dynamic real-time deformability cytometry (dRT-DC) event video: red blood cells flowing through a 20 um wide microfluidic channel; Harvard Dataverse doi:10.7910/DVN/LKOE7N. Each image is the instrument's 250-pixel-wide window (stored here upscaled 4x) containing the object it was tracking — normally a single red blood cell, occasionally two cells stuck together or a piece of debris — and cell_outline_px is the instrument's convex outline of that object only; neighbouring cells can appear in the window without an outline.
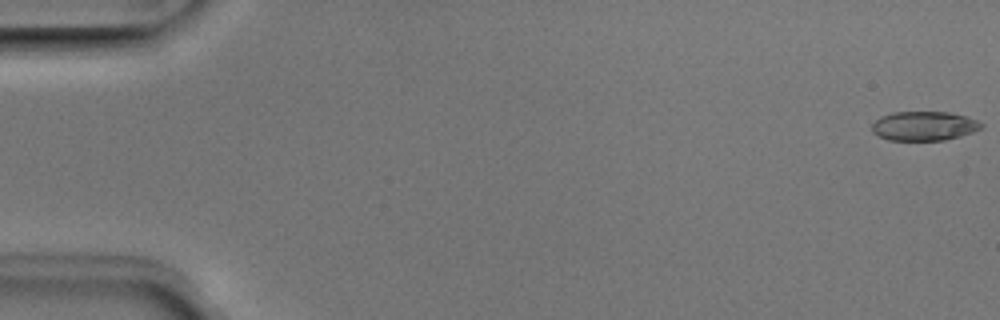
{"species": "Egyptian fruit bat (a non-hibernating species)", "species_latin": "Rousettus aegyptiacus", "temperature_condition": "room temperature", "stored_images_in_passage": 51, "camera_frame_rate_fps": 3000, "um_per_image_px": 0.085, "animal": {"sex": "male"}, "frame": {"image": 1, "passage_image": 1, "time_ms": 0.0, "image_size_px": [1000, 320], "cell_outline_px": [[984, 124], [980, 128], [972, 132], [960, 136], [944, 140], [888, 140], [872, 132], [872, 124], [880, 116], [892, 112], [948, 112], [968, 116]], "centroid_in_image_um": [78.53, 10.7], "position_along_channel_um": 6.5, "area_um2": 18.61}}
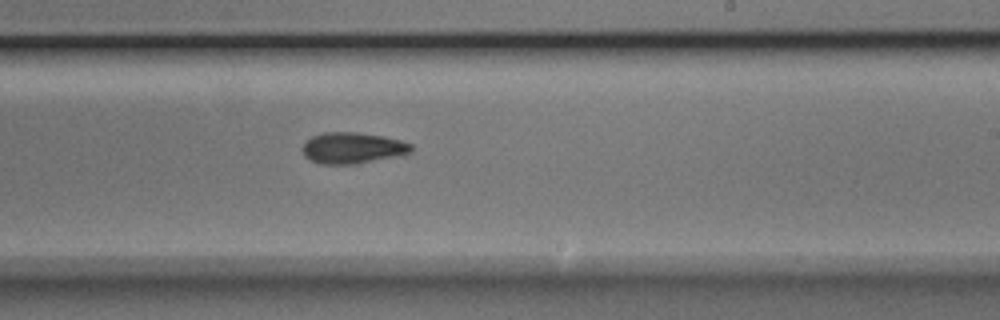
{"frame": {"image": 2, "passage_image": 31, "time_ms": 10.0, "image_size_px": [1000, 320], "cell_outline_px": [[412, 152], [356, 164], [320, 164], [304, 156], [304, 144], [312, 136], [324, 132], [356, 132], [384, 136], [400, 140], [412, 144]], "centroid_in_image_um": [29.97, 12.57], "position_along_channel_um": 259.0, "area_um2": 19.48}}
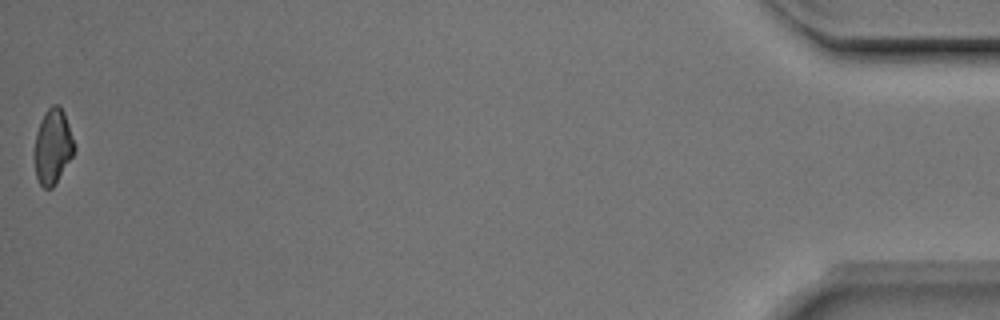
{"frame": {"image": 3, "passage_image": 51, "time_ms": 16.667, "image_size_px": [1000, 320], "cell_outline_px": [[76, 148], [72, 156], [52, 188], [44, 188], [40, 184], [36, 176], [36, 132], [40, 120], [44, 112], [52, 104], [60, 104], [64, 112], [76, 144]], "centroid_in_image_um": [4.52, 12.39], "position_along_channel_um": 430.7, "area_um2": 17.22}, "authors_computed_cell_mechanics": {"area_um2": 19.3052, "velocity_mm_per_s": 4.0162, "shape_relaxation_time_tau1_ms": 11.0356, "shape_relaxation_time_tau2_ms": 5.3605, "deformation_change_tau1": 0.2237, "deformation_change_tau2": 0.1228}}